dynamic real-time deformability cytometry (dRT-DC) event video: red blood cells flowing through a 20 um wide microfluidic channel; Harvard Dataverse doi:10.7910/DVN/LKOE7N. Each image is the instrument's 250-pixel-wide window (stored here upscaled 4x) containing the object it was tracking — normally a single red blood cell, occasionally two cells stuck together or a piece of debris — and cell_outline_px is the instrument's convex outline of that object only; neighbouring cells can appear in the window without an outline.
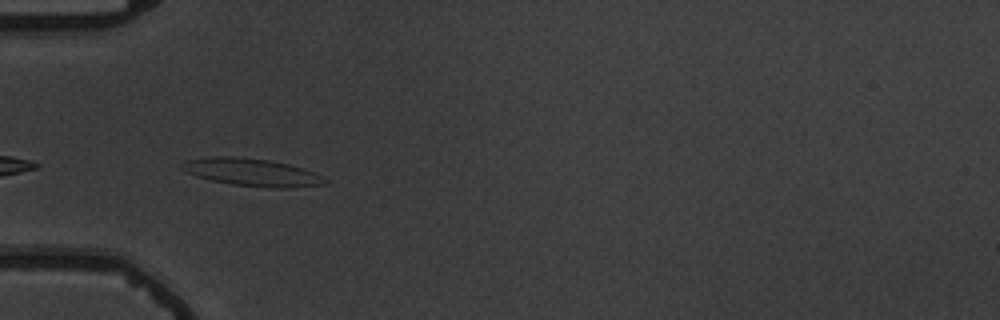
{"species": "common noctule bat (a hibernating species)", "species_latin": "Nyctalus noctula", "temperature_condition": "warm", "stored_images_in_passage": 7, "camera_frame_rate_fps": 3000, "um_per_image_px": 0.085, "animal": {"sex": "male", "body_mass_g": 19.5, "forearm_length_mm": 54.6}, "frame": {"image": 1, "passage_image": 4, "time_ms": 4.333, "image_size_px": [1000, 320], "cell_outline_px": [[328, 180], [324, 184], [288, 188], [268, 188], [232, 184], [212, 180], [196, 176], [184, 172], [180, 168], [180, 164], [184, 160], [208, 156], [232, 156], [268, 160], [288, 164], [312, 172]], "centroid_in_image_um": [21.31, 14.64], "position_along_channel_um": 63.7, "area_um2": 22.95}}
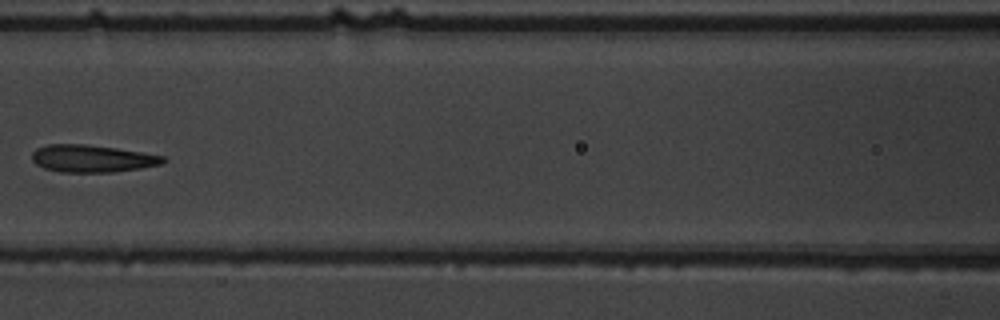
{"frame": {"image": 2, "passage_image": 6, "time_ms": 7.0, "image_size_px": [1000, 320], "cell_outline_px": [[168, 160], [160, 164], [140, 168], [112, 172], [60, 172], [44, 168], [36, 164], [32, 160], [32, 152], [36, 148], [48, 144], [88, 144], [116, 148], [164, 156]], "centroid_in_image_um": [7.8, 13.47], "position_along_channel_um": 158.8, "area_um2": 20.87}}
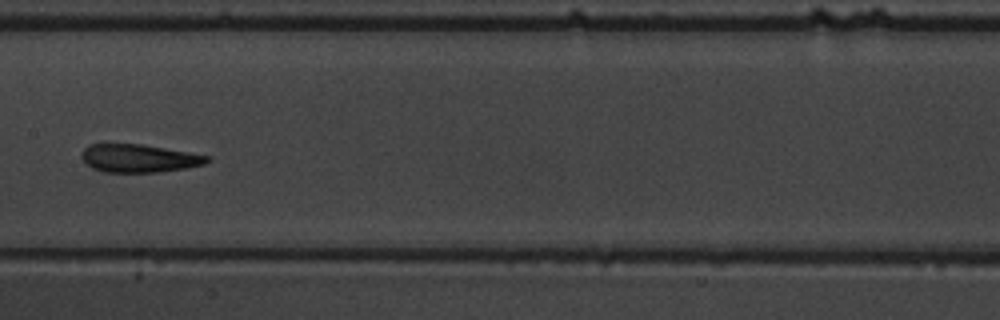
{"frame": {"image": 3, "passage_image": 7, "time_ms": 8.0, "image_size_px": [1000, 320], "cell_outline_px": [[212, 160], [204, 164], [184, 168], [156, 172], [104, 172], [92, 168], [80, 156], [84, 148], [88, 144], [104, 140], [140, 144], [212, 156]], "centroid_in_image_um": [11.74, 13.4], "position_along_channel_um": 195.7, "area_um2": 21.15}}